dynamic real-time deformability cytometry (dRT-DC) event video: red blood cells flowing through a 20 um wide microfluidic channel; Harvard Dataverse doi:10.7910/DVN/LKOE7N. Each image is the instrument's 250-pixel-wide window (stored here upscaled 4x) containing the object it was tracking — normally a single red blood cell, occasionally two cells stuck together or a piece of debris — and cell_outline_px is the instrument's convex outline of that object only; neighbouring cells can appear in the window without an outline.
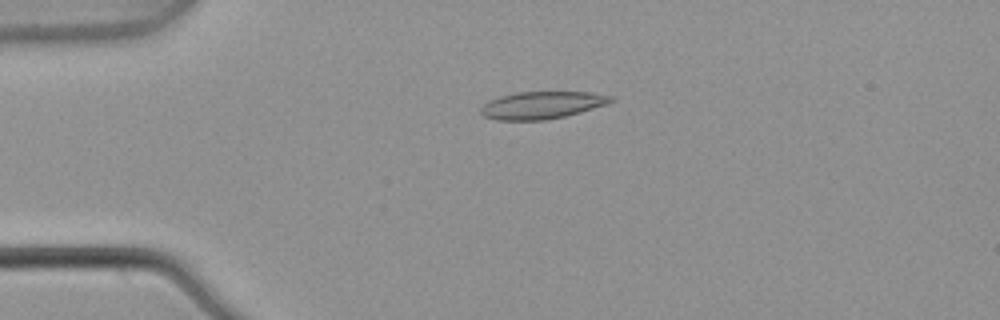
{"species": "common noctule bat (a hibernating species)", "species_latin": "Nyctalus noctula", "temperature_condition": "warm", "stored_images_in_passage": 6, "camera_frame_rate_fps": 3000, "um_per_image_px": 0.085, "animal": {"sex": "male", "body_mass_g": 21.5, "forearm_length_mm": 52.0}, "frame": {"image": 1, "passage_image": 2, "time_ms": 0.333, "image_size_px": [1000, 320], "cell_outline_px": [[616, 100], [608, 104], [580, 112], [564, 116], [544, 120], [496, 120], [484, 116], [480, 112], [480, 108], [488, 100], [500, 96], [516, 92], [588, 92], [612, 96]], "centroid_in_image_um": [46.06, 8.93], "position_along_channel_um": 38.9, "area_um2": 20.75}}
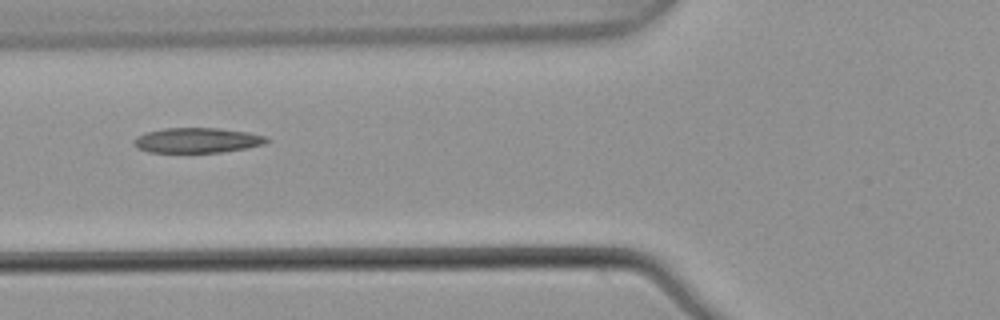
{"frame": {"image": 2, "passage_image": 4, "time_ms": 1.0, "image_size_px": [1000, 320], "cell_outline_px": [[272, 140], [264, 144], [244, 148], [220, 152], [148, 152], [136, 148], [132, 144], [132, 140], [136, 136], [148, 132], [164, 128], [220, 128], [248, 132], [268, 136]], "centroid_in_image_um": [16.76, 11.92], "position_along_channel_um": 109.0, "area_um2": 19.54}}
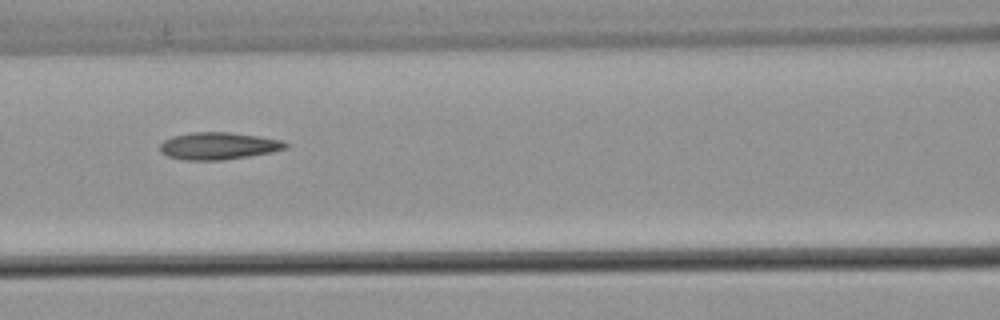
{"frame": {"image": 3, "passage_image": 5, "time_ms": 1.333, "image_size_px": [1000, 320], "cell_outline_px": [[288, 144], [284, 148], [268, 152], [248, 156], [220, 160], [184, 160], [168, 156], [160, 152], [160, 144], [164, 140], [172, 136], [192, 132], [228, 132], [284, 140]], "centroid_in_image_um": [18.5, 12.4], "position_along_channel_um": 148.1, "area_um2": 19.65}}